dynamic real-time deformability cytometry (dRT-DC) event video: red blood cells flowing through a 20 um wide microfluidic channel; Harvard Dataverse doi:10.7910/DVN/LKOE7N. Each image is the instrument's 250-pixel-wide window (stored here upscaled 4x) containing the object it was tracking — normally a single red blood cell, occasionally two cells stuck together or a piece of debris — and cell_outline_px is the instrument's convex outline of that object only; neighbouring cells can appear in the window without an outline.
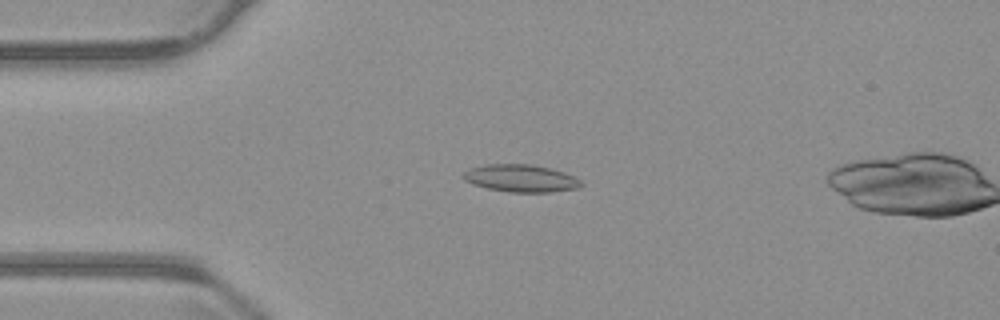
{"species": "common noctule bat (a hibernating species)", "species_latin": "Nyctalus noctula", "temperature_condition": "warm", "stored_images_in_passage": 52, "camera_frame_rate_fps": 3000, "um_per_image_px": 0.085, "animal": {"sex": "male", "body_mass_g": 23.1, "forearm_length_mm": 52.7}, "frame": {"image": 1, "passage_image": 13, "time_ms": 4.0, "image_size_px": [1000, 320], "cell_outline_px": [[584, 184], [580, 188], [552, 192], [508, 192], [488, 188], [472, 184], [464, 180], [460, 176], [468, 168], [484, 164], [532, 164], [564, 172], [576, 176]], "centroid_in_image_um": [44.27, 15.15], "position_along_channel_um": 40.7, "area_um2": 19.13}}
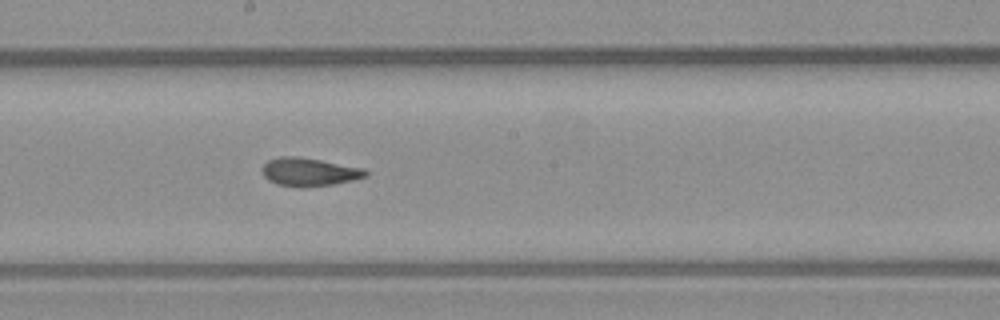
{"frame": {"image": 2, "passage_image": 29, "time_ms": 9.333, "image_size_px": [1000, 320], "cell_outline_px": [[368, 176], [352, 180], [332, 184], [300, 188], [276, 184], [268, 180], [264, 176], [260, 168], [268, 160], [280, 156], [296, 156], [320, 160], [364, 168], [368, 172]], "centroid_in_image_um": [26.25, 14.62], "position_along_channel_um": 222.0, "area_um2": 17.11}}
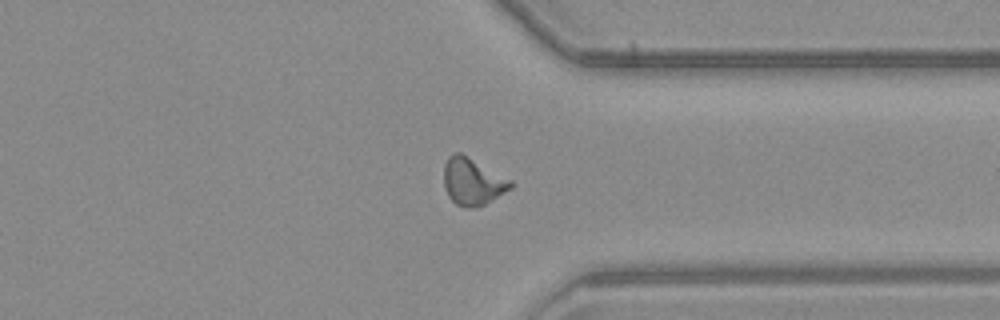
{"frame": {"image": 3, "passage_image": 41, "time_ms": 13.333, "image_size_px": [1000, 320], "cell_outline_px": [[516, 184], [512, 188], [484, 204], [476, 208], [464, 208], [456, 204], [448, 196], [444, 188], [444, 164], [448, 156], [456, 152], [460, 152], [512, 180]], "centroid_in_image_um": [40.17, 15.44], "position_along_channel_um": 371.2, "area_um2": 18.44}, "authors_computed_cell_mechanics": {"area_um2": 17.2244, "velocity_mm_per_s": 3.8111, "shape_relaxation_time_tau1_ms": 8.1614, "shape_relaxation_time_tau2_ms": 1.8316, "deformation_change_tau1": 0.2028, "deformation_change_tau2": 0.0859}}